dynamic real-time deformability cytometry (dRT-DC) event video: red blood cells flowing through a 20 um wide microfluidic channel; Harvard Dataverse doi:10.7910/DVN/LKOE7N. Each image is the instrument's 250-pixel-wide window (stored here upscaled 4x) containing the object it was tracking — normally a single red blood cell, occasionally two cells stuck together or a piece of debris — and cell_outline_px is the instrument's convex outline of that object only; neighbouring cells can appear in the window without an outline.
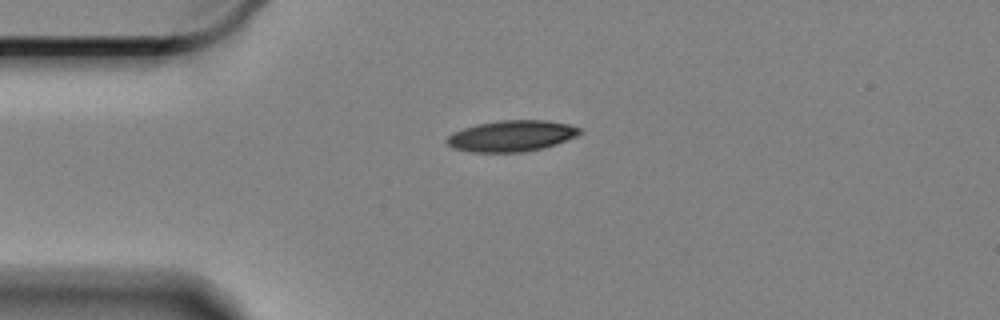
{"species": "Egyptian fruit bat (a non-hibernating species)", "species_latin": "Rousettus aegyptiacus", "temperature_condition": "cold", "stored_images_in_passage": 47, "camera_frame_rate_fps": 3000, "um_per_image_px": 0.085, "animal": {"sex": "female"}, "frame": {"image": 1, "passage_image": 1, "time_ms": 0.0, "image_size_px": [1000, 320], "cell_outline_px": [[580, 132], [576, 136], [556, 144], [544, 148], [524, 152], [472, 152], [452, 148], [444, 140], [452, 132], [476, 124], [496, 120], [548, 120], [568, 124], [580, 128]], "centroid_in_image_um": [43.44, 11.55], "position_along_channel_um": 41.6, "area_um2": 24.22}}
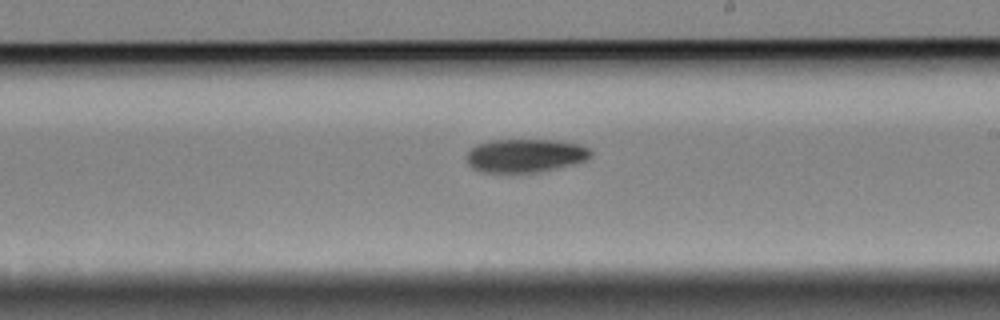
{"frame": {"image": 2, "passage_image": 21, "time_ms": 6.667, "image_size_px": [1000, 320], "cell_outline_px": [[592, 156], [584, 160], [572, 164], [556, 168], [536, 172], [484, 172], [472, 168], [468, 164], [468, 152], [476, 144], [492, 140], [556, 140], [580, 144], [588, 148], [592, 152]], "centroid_in_image_um": [44.65, 13.21], "position_along_channel_um": 244.3, "area_um2": 23.99}}
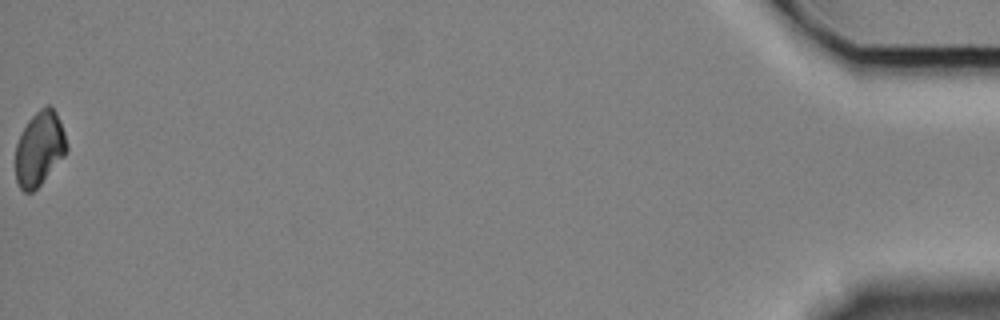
{"frame": {"image": 3, "passage_image": 47, "time_ms": 15.333, "image_size_px": [1000, 320], "cell_outline_px": [[68, 148], [64, 156], [40, 184], [32, 192], [24, 192], [20, 188], [16, 180], [16, 144], [28, 120], [44, 104], [48, 104], [56, 112], [60, 120], [68, 144]], "centroid_in_image_um": [3.36, 12.61], "position_along_channel_um": 431.8, "area_um2": 22.02}, "authors_computed_cell_mechanics": {"area_um2": 24.2182, "velocity_mm_per_s": 3.324, "shape_relaxation_time_tau1_ms": 4.9362, "shape_relaxation_time_tau2_ms": null, "deformation_change_tau1": 0.1018, "deformation_change_tau2": null}}